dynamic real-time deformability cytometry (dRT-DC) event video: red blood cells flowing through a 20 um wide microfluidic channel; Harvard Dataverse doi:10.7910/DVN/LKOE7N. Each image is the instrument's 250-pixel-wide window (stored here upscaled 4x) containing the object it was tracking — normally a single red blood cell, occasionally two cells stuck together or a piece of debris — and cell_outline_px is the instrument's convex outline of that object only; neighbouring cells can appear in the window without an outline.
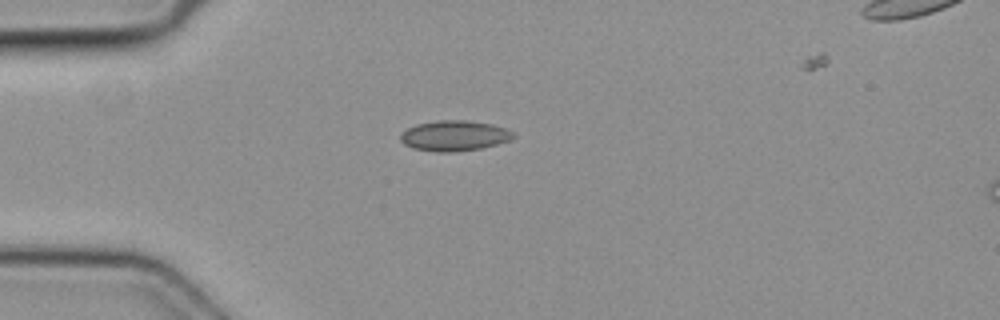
{"species": "common noctule bat (a hibernating species)", "species_latin": "Nyctalus noctula", "temperature_condition": "cold", "stored_images_in_passage": 2, "camera_frame_rate_fps": 3000, "um_per_image_px": 0.085, "animal": {"sex": "female", "body_mass_g": 19.3, "forearm_length_mm": 54.1}, "frame": {"image": 1, "passage_image": 1, "time_ms": 0.0, "image_size_px": [1000, 320], "cell_outline_px": [[516, 136], [508, 140], [496, 144], [480, 148], [452, 152], [440, 152], [412, 148], [404, 144], [400, 140], [400, 132], [416, 124], [436, 120], [468, 120], [492, 124], [504, 128], [512, 132]], "centroid_in_image_um": [38.57, 11.52], "position_along_channel_um": 46.4, "area_um2": 19.94}}